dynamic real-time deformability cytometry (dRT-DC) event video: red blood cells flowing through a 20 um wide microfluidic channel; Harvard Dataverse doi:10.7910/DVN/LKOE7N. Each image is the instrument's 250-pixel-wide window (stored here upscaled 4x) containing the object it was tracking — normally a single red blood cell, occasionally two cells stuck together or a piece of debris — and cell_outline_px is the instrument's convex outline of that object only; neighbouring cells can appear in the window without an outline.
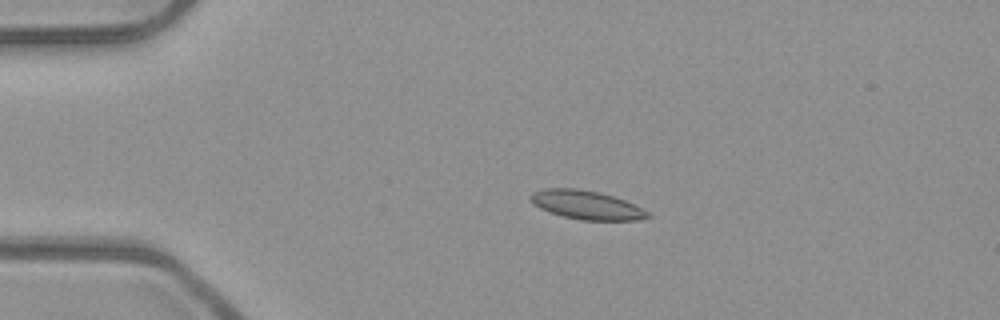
{"species": "common noctule bat (a hibernating species)", "species_latin": "Nyctalus noctula", "temperature_condition": "room temperature", "stored_images_in_passage": 4, "camera_frame_rate_fps": 3000, "um_per_image_px": 0.085, "animal": {"sex": "male", "body_mass_g": 23.1, "forearm_length_mm": 52.7}, "frame": {"image": 1, "passage_image": 3, "time_ms": 0.667, "image_size_px": [1000, 320], "cell_outline_px": [[652, 216], [636, 220], [580, 220], [564, 216], [540, 208], [532, 204], [528, 196], [532, 192], [544, 188], [576, 188], [600, 192], [624, 200], [648, 212]], "centroid_in_image_um": [49.8, 17.41], "position_along_channel_um": 35.2, "area_um2": 19.48}}